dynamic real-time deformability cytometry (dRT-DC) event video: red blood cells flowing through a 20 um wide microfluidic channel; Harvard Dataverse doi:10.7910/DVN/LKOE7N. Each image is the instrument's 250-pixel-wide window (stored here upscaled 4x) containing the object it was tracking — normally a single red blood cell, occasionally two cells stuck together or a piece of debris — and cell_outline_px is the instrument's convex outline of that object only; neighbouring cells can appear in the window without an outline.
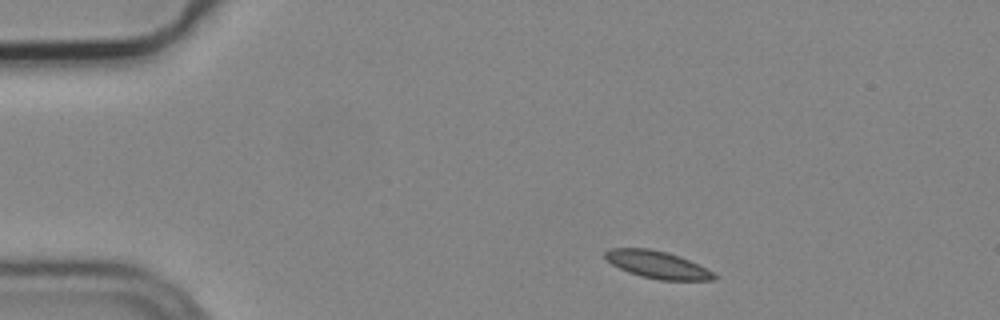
{"species": "common noctule bat (a hibernating species)", "species_latin": "Nyctalus noctula", "temperature_condition": "cold", "stored_images_in_passage": 3, "camera_frame_rate_fps": 3000, "um_per_image_px": 0.085, "animal": {"sex": "male", "body_mass_g": 19.2, "forearm_length_mm": 51.8}, "frame": {"image": 1, "passage_image": 1, "time_ms": 0.0, "image_size_px": [1000, 320], "cell_outline_px": [[716, 280], [660, 280], [640, 276], [628, 272], [612, 264], [604, 256], [604, 252], [612, 248], [648, 248], [668, 252], [688, 260], [712, 272], [716, 276]], "centroid_in_image_um": [55.84, 22.5], "position_along_channel_um": 29.2, "area_um2": 17.11}}